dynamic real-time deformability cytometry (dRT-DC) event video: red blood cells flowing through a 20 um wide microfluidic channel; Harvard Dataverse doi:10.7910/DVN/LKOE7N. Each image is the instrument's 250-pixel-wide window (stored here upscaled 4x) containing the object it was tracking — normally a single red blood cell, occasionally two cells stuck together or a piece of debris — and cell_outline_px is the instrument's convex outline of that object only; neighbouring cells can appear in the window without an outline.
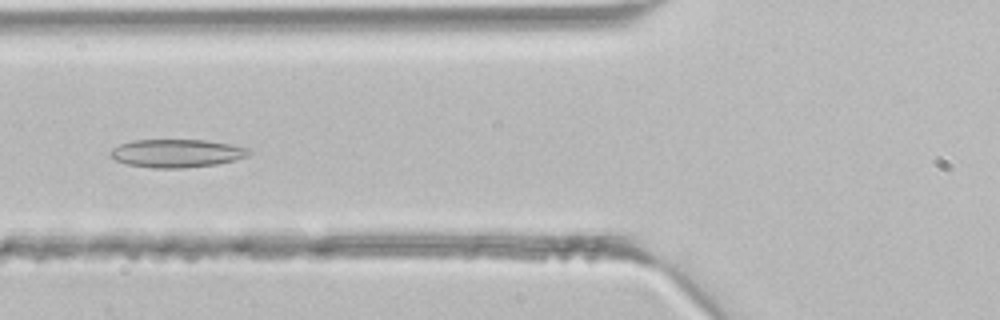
{"species": "common noctule bat (a hibernating species)", "species_latin": "Nyctalus noctula", "temperature_condition": "room temperature", "stored_images_in_passage": 31, "camera_frame_rate_fps": 3000, "um_per_image_px": 0.085, "animal": {"sex": "male", "body_mass_g": 21.5, "forearm_length_mm": 52.0}, "frame": {"image": 1, "passage_image": 4, "time_ms": 1.0, "image_size_px": [1000, 320], "cell_outline_px": [[252, 152], [248, 156], [236, 160], [216, 164], [184, 168], [152, 168], [128, 164], [116, 160], [108, 156], [108, 152], [112, 148], [120, 144], [132, 140], [204, 140], [232, 144], [248, 148]], "centroid_in_image_um": [15.01, 13.03], "position_along_channel_um": 110.8, "area_um2": 22.89}}
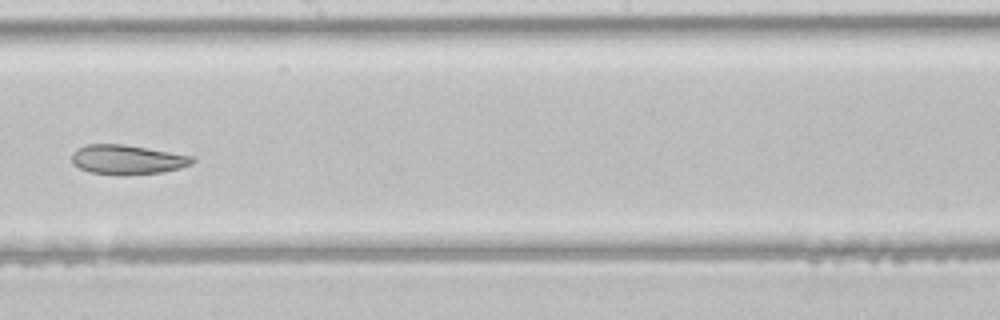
{"frame": {"image": 2, "passage_image": 12, "time_ms": 3.667, "image_size_px": [1000, 320], "cell_outline_px": [[196, 160], [192, 164], [180, 168], [160, 172], [124, 176], [120, 176], [88, 172], [72, 164], [72, 152], [76, 148], [88, 144], [124, 144], [192, 156]], "centroid_in_image_um": [10.78, 13.58], "position_along_channel_um": 237.4, "area_um2": 20.92}}
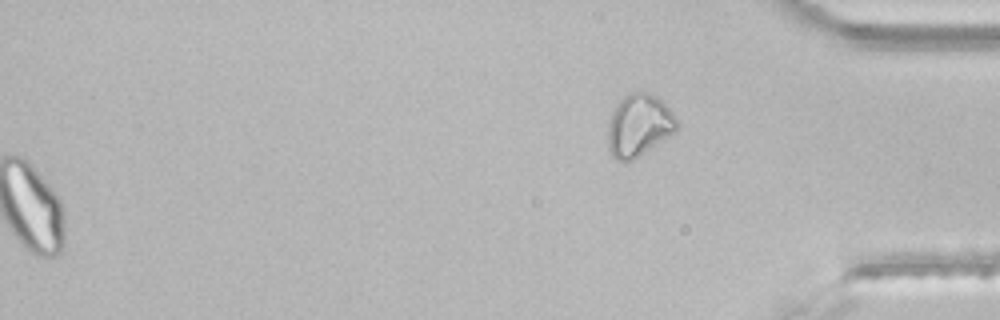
{"frame": {"image": 3, "passage_image": 31, "time_ms": 10.0, "image_size_px": [1000, 320], "cell_outline_px": [[676, 132], [632, 160], [624, 164], [616, 160], [612, 156], [608, 148], [608, 124], [612, 112], [616, 104], [624, 96], [632, 92], [648, 92], [656, 96], [672, 112], [676, 120]], "centroid_in_image_um": [54.27, 10.68], "position_along_channel_um": 380.9, "area_um2": 24.91}}